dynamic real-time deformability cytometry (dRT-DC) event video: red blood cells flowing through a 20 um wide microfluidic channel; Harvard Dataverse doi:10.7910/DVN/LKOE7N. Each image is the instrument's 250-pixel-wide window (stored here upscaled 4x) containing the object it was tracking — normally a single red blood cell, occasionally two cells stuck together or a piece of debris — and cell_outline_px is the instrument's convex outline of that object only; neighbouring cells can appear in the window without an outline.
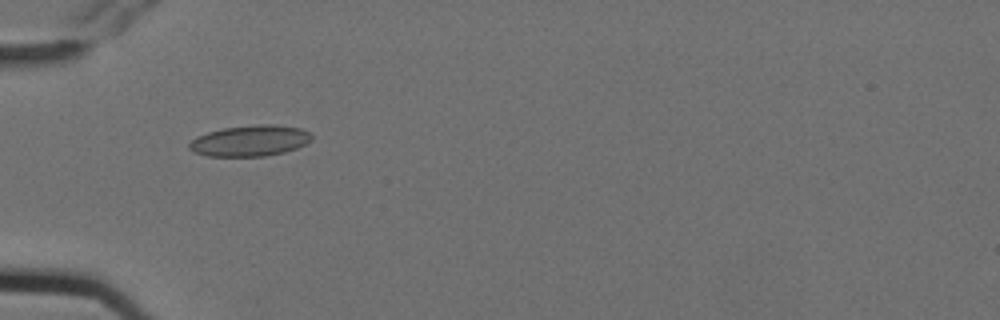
{"species": "Egyptian fruit bat (a non-hibernating species)", "species_latin": "Rousettus aegyptiacus", "temperature_condition": "cold", "stored_images_in_passage": 9, "camera_frame_rate_fps": 3000, "um_per_image_px": 0.085, "animal": {"sex": "female"}, "frame": {"image": 1, "passage_image": 1, "time_ms": 0.0, "image_size_px": [1000, 320], "cell_outline_px": [[312, 140], [296, 148], [284, 152], [264, 156], [208, 156], [196, 152], [188, 148], [188, 144], [196, 136], [208, 132], [224, 128], [260, 124], [272, 124], [300, 128], [308, 132], [312, 136]], "centroid_in_image_um": [21.24, 11.96], "position_along_channel_um": 63.8, "area_um2": 21.91}}
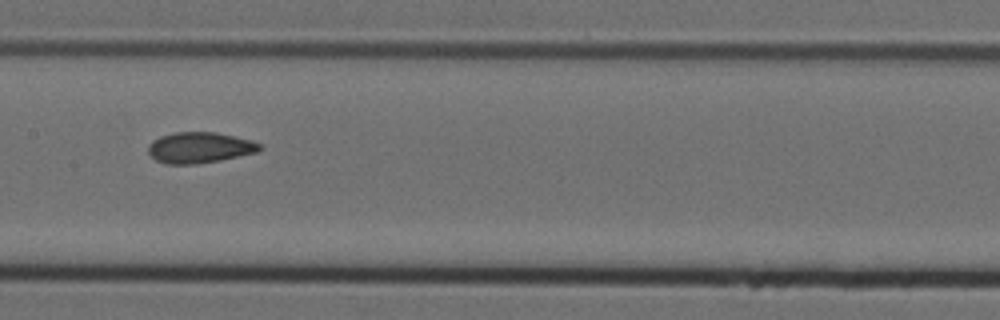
{"frame": {"image": 2, "passage_image": 4, "time_ms": 1.0, "image_size_px": [1000, 320], "cell_outline_px": [[264, 148], [256, 152], [220, 160], [196, 164], [164, 164], [156, 160], [148, 152], [148, 144], [152, 140], [160, 136], [176, 132], [216, 132], [252, 140], [260, 144]], "centroid_in_image_um": [16.95, 12.54], "position_along_channel_um": 190.4, "area_um2": 20.11}}
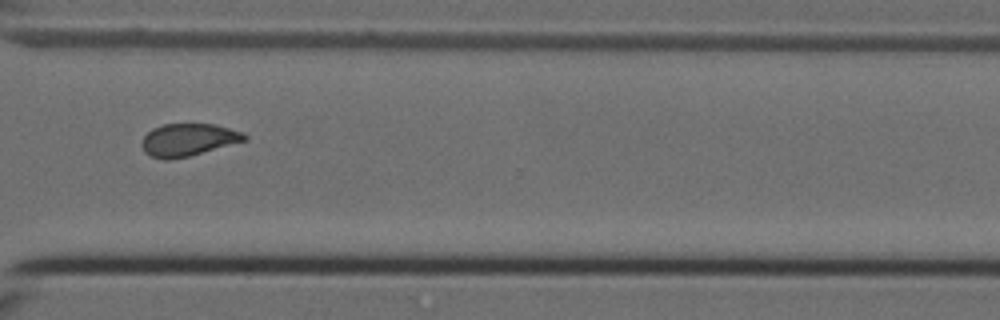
{"frame": {"image": 3, "passage_image": 8, "time_ms": 2.333, "image_size_px": [1000, 320], "cell_outline_px": [[248, 140], [188, 156], [168, 160], [164, 160], [148, 156], [144, 152], [140, 144], [144, 136], [152, 128], [164, 124], [216, 124], [244, 132], [248, 136]], "centroid_in_image_um": [15.99, 11.88], "position_along_channel_um": 354.6, "area_um2": 19.65}}